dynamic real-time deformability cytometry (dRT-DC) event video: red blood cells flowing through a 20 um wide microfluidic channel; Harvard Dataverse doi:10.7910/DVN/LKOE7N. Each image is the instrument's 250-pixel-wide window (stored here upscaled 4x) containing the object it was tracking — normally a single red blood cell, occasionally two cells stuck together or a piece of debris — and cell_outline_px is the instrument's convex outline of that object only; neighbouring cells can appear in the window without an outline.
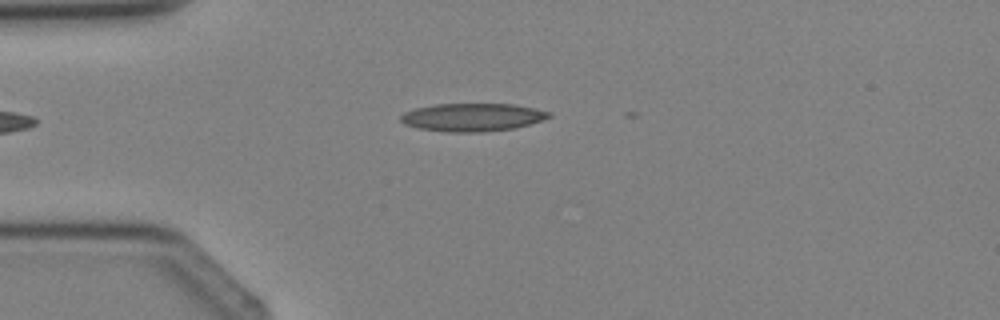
{"species": "Egyptian fruit bat (a non-hibernating species)", "species_latin": "Rousettus aegyptiacus", "temperature_condition": "cold", "stored_images_in_passage": 3, "camera_frame_rate_fps": 3000, "um_per_image_px": 0.085, "animal": {"sex": "female"}, "frame": {"image": 1, "passage_image": 3, "time_ms": 2.333, "image_size_px": [1000, 320], "cell_outline_px": [[552, 116], [528, 124], [512, 128], [484, 132], [448, 132], [416, 128], [404, 124], [400, 120], [400, 116], [404, 112], [416, 108], [436, 104], [516, 104], [536, 108], [552, 112]], "centroid_in_image_um": [40.14, 9.96], "position_along_channel_um": 44.9, "area_um2": 24.22}}